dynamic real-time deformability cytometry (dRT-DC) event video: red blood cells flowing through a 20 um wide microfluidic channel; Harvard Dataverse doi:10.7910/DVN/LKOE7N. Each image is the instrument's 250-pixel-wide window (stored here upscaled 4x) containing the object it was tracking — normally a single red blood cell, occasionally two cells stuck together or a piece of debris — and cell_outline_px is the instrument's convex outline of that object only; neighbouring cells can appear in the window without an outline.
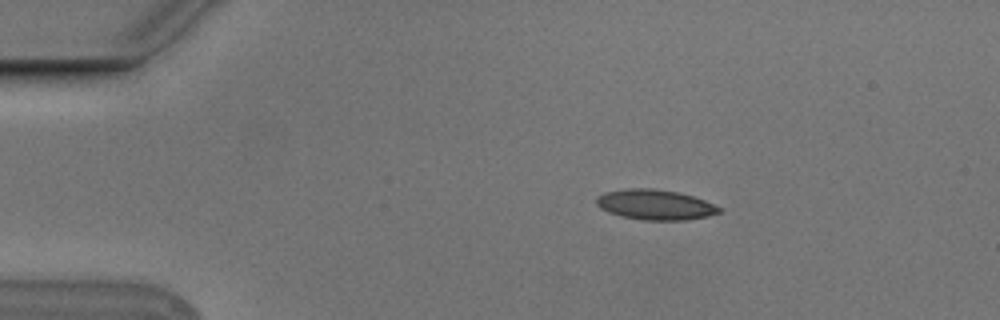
{"species": "Egyptian fruit bat (a non-hibernating species)", "species_latin": "Rousettus aegyptiacus", "temperature_condition": "cold", "stored_images_in_passage": 5, "camera_frame_rate_fps": 3000, "um_per_image_px": 0.085, "animal": {"sex": "male"}, "frame": {"image": 1, "passage_image": 2, "time_ms": 0.333, "image_size_px": [1000, 320], "cell_outline_px": [[720, 212], [708, 216], [684, 220], [644, 220], [620, 216], [608, 212], [600, 208], [596, 204], [596, 196], [604, 192], [628, 188], [656, 188], [676, 192], [692, 196], [704, 200], [720, 208]], "centroid_in_image_um": [55.63, 17.39], "position_along_channel_um": 29.4, "area_um2": 21.56}}
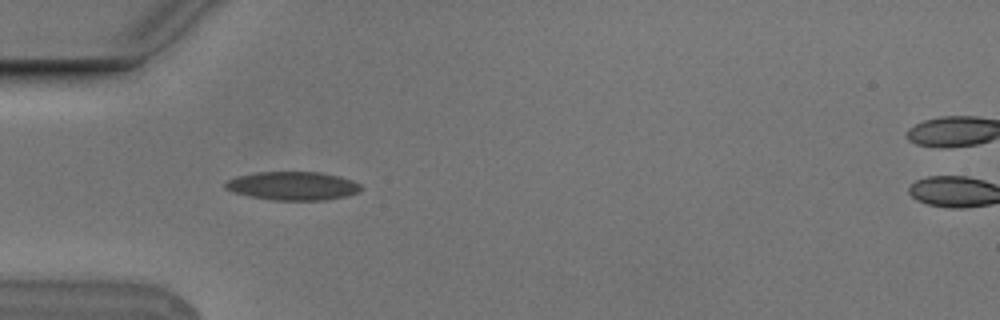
{"frame": {"image": 2, "passage_image": 4, "time_ms": 1.0, "image_size_px": [1000, 320], "cell_outline_px": [[360, 192], [348, 196], [328, 200], [272, 200], [248, 196], [232, 192], [224, 188], [224, 184], [228, 180], [236, 176], [256, 172], [320, 172], [340, 176], [352, 180], [360, 184]], "centroid_in_image_um": [24.88, 15.8], "position_along_channel_um": 60.1, "area_um2": 22.77}}